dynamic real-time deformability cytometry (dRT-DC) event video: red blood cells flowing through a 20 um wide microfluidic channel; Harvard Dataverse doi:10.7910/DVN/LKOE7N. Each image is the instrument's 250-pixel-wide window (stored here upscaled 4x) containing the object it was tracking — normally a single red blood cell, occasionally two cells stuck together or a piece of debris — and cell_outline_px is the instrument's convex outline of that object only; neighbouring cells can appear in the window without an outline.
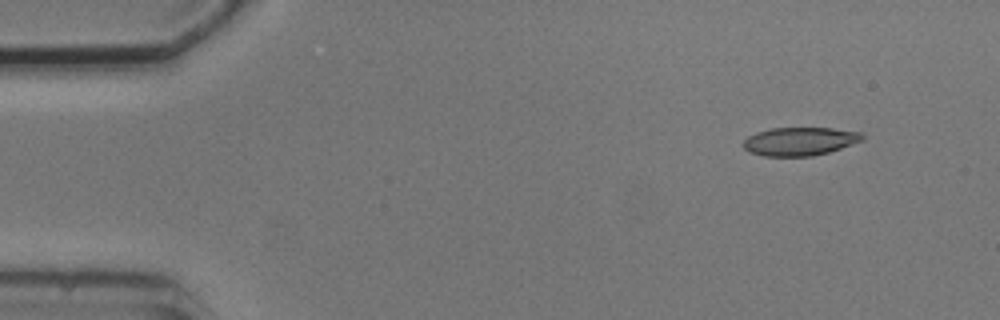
{"species": "common noctule bat (a hibernating species)", "species_latin": "Nyctalus noctula", "temperature_condition": "cold", "stored_images_in_passage": 3, "camera_frame_rate_fps": 3000, "um_per_image_px": 0.085, "animal": {"sex": "male", "body_mass_g": 20.5, "forearm_length_mm": 52.5}, "frame": {"image": 1, "passage_image": 1, "time_ms": 0.0, "image_size_px": [1000, 320], "cell_outline_px": [[864, 140], [828, 152], [812, 156], [764, 156], [748, 152], [744, 148], [744, 140], [748, 136], [756, 132], [772, 128], [832, 128], [860, 132], [864, 136]], "centroid_in_image_um": [67.97, 12.01], "position_along_channel_um": 17.0, "area_um2": 19.59}}